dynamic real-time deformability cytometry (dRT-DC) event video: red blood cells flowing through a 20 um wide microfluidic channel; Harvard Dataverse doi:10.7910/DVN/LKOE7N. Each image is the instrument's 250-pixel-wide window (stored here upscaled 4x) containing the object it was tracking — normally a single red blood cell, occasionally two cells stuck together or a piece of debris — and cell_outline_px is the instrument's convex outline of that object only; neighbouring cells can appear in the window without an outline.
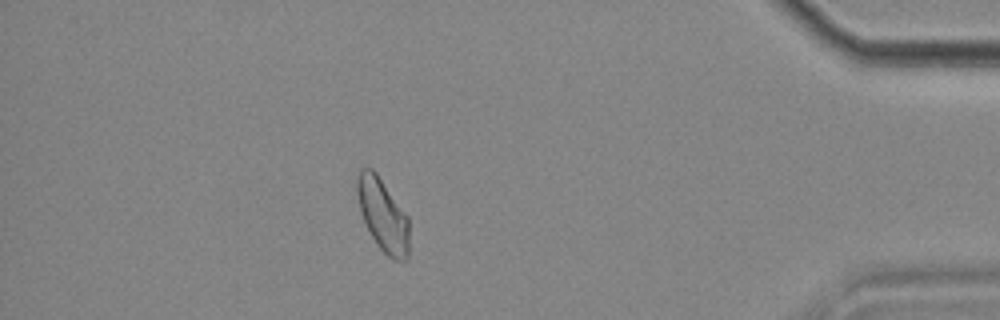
{"species": "common noctule bat (a hibernating species)", "species_latin": "Nyctalus noctula", "temperature_condition": "cold", "stored_images_in_passage": 55, "camera_frame_rate_fps": 3000, "um_per_image_px": 0.085, "animal": {"sex": "female", "body_mass_g": 18.4}, "frame": {"image": 1, "passage_image": 48, "time_ms": 15.667, "image_size_px": [1000, 320], "cell_outline_px": [[408, 260], [392, 260], [376, 244], [360, 212], [356, 192], [356, 176], [360, 168], [372, 168], [376, 172], [408, 216]], "centroid_in_image_um": [32.52, 18.25], "position_along_channel_um": 402.7, "area_um2": 22.08}, "authors_computed_cell_mechanics": {"area_um2": 22.4264, "velocity_mm_per_s": 3.5431, "shape_relaxation_time_tau1_ms": null, "shape_relaxation_time_tau2_ms": 9.8482, "deformation_change_tau1": null, "deformation_change_tau2": 0.1536}}